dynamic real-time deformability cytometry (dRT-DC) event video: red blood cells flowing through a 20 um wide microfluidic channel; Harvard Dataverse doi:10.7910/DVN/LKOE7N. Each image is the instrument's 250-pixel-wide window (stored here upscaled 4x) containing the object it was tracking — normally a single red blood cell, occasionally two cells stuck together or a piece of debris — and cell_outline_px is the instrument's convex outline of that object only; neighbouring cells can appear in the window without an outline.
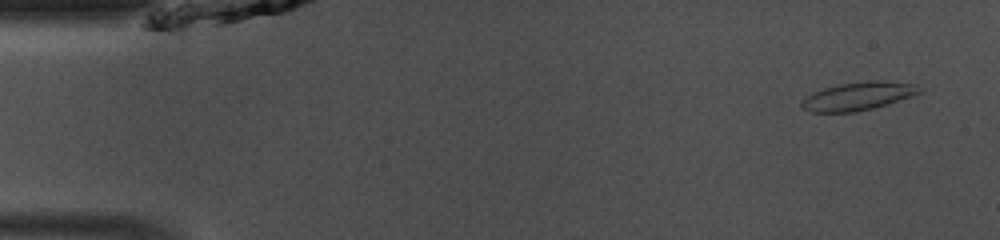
{"species": "common noctule bat (a hibernating species)", "species_latin": "Nyctalus noctula", "temperature_condition": "room temperature", "stored_images_in_passage": 47, "camera_frame_rate_fps": 3000, "um_per_image_px": 0.085, "animal": {"sex": "male", "body_mass_g": 13.0, "forearm_length_mm": 53.1}, "frame": {"image": 1, "passage_image": 2, "time_ms": 0.333, "image_size_px": [1000, 240], "cell_outline_px": [[920, 92], [912, 96], [888, 104], [856, 112], [812, 112], [804, 108], [800, 104], [812, 92], [836, 84], [872, 80], [876, 80], [916, 84], [920, 88]], "centroid_in_image_um": [72.95, 8.16], "position_along_channel_um": 12.1, "area_um2": 19.19}}
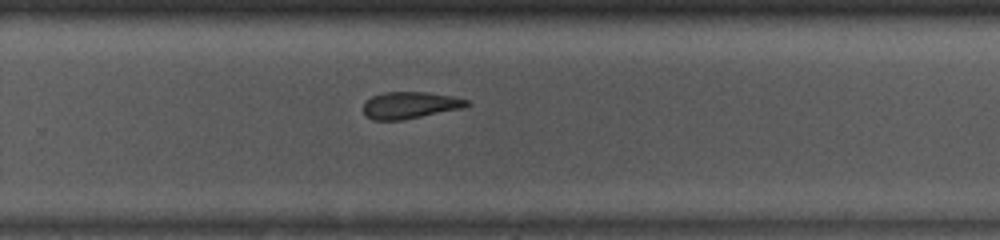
{"frame": {"image": 2, "passage_image": 30, "time_ms": 9.667, "image_size_px": [1000, 240], "cell_outline_px": [[472, 104], [464, 108], [404, 120], [372, 120], [364, 112], [364, 100], [372, 96], [384, 92], [428, 92], [452, 96], [468, 100]], "centroid_in_image_um": [34.88, 8.94], "position_along_channel_um": 294.9, "area_um2": 16.36}}
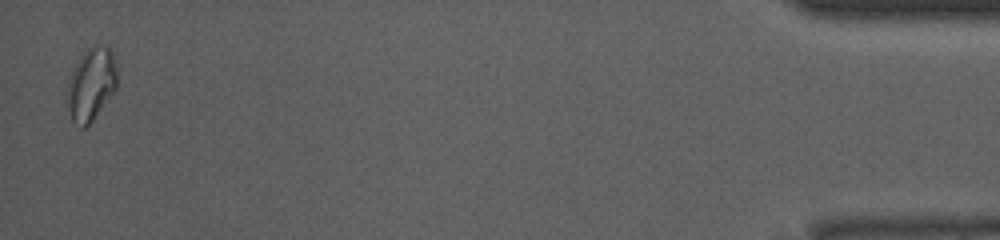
{"frame": {"image": 3, "passage_image": 46, "time_ms": 15.0, "image_size_px": [1000, 240], "cell_outline_px": [[116, 88], [92, 120], [84, 128], [80, 128], [72, 120], [64, 104], [64, 92], [72, 72], [80, 56], [88, 48], [104, 44], [112, 48], [116, 60]], "centroid_in_image_um": [7.71, 7.16], "position_along_channel_um": 427.5, "area_um2": 21.56}, "authors_computed_cell_mechanics": {"area_um2": 17.5712, "velocity_mm_per_s": 4.1545, "shape_relaxation_time_tau1_ms": 3.7696, "shape_relaxation_time_tau2_ms": 2.6295, "deformation_change_tau1": 0.1076, "deformation_change_tau2": 0.0685}}